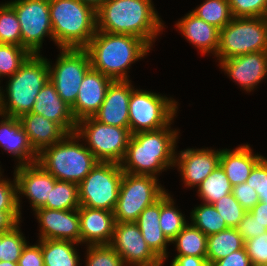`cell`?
<instances>
[{
	"mask_svg": "<svg viewBox=\"0 0 267 266\" xmlns=\"http://www.w3.org/2000/svg\"><path fill=\"white\" fill-rule=\"evenodd\" d=\"M49 64V80L58 95L69 106L75 103L80 84L91 69L90 57L85 48H61L54 68Z\"/></svg>",
	"mask_w": 267,
	"mask_h": 266,
	"instance_id": "obj_12",
	"label": "cell"
},
{
	"mask_svg": "<svg viewBox=\"0 0 267 266\" xmlns=\"http://www.w3.org/2000/svg\"><path fill=\"white\" fill-rule=\"evenodd\" d=\"M129 80L112 81L105 99L93 117L104 124L129 128V99L131 87Z\"/></svg>",
	"mask_w": 267,
	"mask_h": 266,
	"instance_id": "obj_19",
	"label": "cell"
},
{
	"mask_svg": "<svg viewBox=\"0 0 267 266\" xmlns=\"http://www.w3.org/2000/svg\"><path fill=\"white\" fill-rule=\"evenodd\" d=\"M14 171L17 194H24L31 201L33 211L44 207L50 200L56 178L37 162L20 165Z\"/></svg>",
	"mask_w": 267,
	"mask_h": 266,
	"instance_id": "obj_16",
	"label": "cell"
},
{
	"mask_svg": "<svg viewBox=\"0 0 267 266\" xmlns=\"http://www.w3.org/2000/svg\"><path fill=\"white\" fill-rule=\"evenodd\" d=\"M113 80L99 71L90 69L84 76L71 110L76 121L92 117L101 107Z\"/></svg>",
	"mask_w": 267,
	"mask_h": 266,
	"instance_id": "obj_20",
	"label": "cell"
},
{
	"mask_svg": "<svg viewBox=\"0 0 267 266\" xmlns=\"http://www.w3.org/2000/svg\"><path fill=\"white\" fill-rule=\"evenodd\" d=\"M246 183L255 189L259 200L267 204V158L263 157L253 167Z\"/></svg>",
	"mask_w": 267,
	"mask_h": 266,
	"instance_id": "obj_44",
	"label": "cell"
},
{
	"mask_svg": "<svg viewBox=\"0 0 267 266\" xmlns=\"http://www.w3.org/2000/svg\"><path fill=\"white\" fill-rule=\"evenodd\" d=\"M2 90H1V87H0V105H1V92Z\"/></svg>",
	"mask_w": 267,
	"mask_h": 266,
	"instance_id": "obj_55",
	"label": "cell"
},
{
	"mask_svg": "<svg viewBox=\"0 0 267 266\" xmlns=\"http://www.w3.org/2000/svg\"><path fill=\"white\" fill-rule=\"evenodd\" d=\"M80 207L78 184L56 179L51 190L50 200L44 208L57 210H73Z\"/></svg>",
	"mask_w": 267,
	"mask_h": 266,
	"instance_id": "obj_33",
	"label": "cell"
},
{
	"mask_svg": "<svg viewBox=\"0 0 267 266\" xmlns=\"http://www.w3.org/2000/svg\"><path fill=\"white\" fill-rule=\"evenodd\" d=\"M157 177L134 175L124 172L118 201L113 210L116 222H136L139 214L159 200L165 189L158 184Z\"/></svg>",
	"mask_w": 267,
	"mask_h": 266,
	"instance_id": "obj_10",
	"label": "cell"
},
{
	"mask_svg": "<svg viewBox=\"0 0 267 266\" xmlns=\"http://www.w3.org/2000/svg\"><path fill=\"white\" fill-rule=\"evenodd\" d=\"M174 204L169 193H165L160 198L159 224L162 232L170 241L188 224L184 215L175 208Z\"/></svg>",
	"mask_w": 267,
	"mask_h": 266,
	"instance_id": "obj_32",
	"label": "cell"
},
{
	"mask_svg": "<svg viewBox=\"0 0 267 266\" xmlns=\"http://www.w3.org/2000/svg\"><path fill=\"white\" fill-rule=\"evenodd\" d=\"M192 224L207 236L226 230L225 220L215 209L213 204H206L194 208L191 212Z\"/></svg>",
	"mask_w": 267,
	"mask_h": 266,
	"instance_id": "obj_34",
	"label": "cell"
},
{
	"mask_svg": "<svg viewBox=\"0 0 267 266\" xmlns=\"http://www.w3.org/2000/svg\"><path fill=\"white\" fill-rule=\"evenodd\" d=\"M263 158L253 154L249 145L245 144L230 151L222 149L220 154V166L232 186L245 183L253 167Z\"/></svg>",
	"mask_w": 267,
	"mask_h": 266,
	"instance_id": "obj_26",
	"label": "cell"
},
{
	"mask_svg": "<svg viewBox=\"0 0 267 266\" xmlns=\"http://www.w3.org/2000/svg\"><path fill=\"white\" fill-rule=\"evenodd\" d=\"M206 261L209 266L219 259L229 256L231 253L244 247V240L237 228L226 230L207 236Z\"/></svg>",
	"mask_w": 267,
	"mask_h": 266,
	"instance_id": "obj_28",
	"label": "cell"
},
{
	"mask_svg": "<svg viewBox=\"0 0 267 266\" xmlns=\"http://www.w3.org/2000/svg\"><path fill=\"white\" fill-rule=\"evenodd\" d=\"M210 266H252V264L243 247L225 258L215 261Z\"/></svg>",
	"mask_w": 267,
	"mask_h": 266,
	"instance_id": "obj_48",
	"label": "cell"
},
{
	"mask_svg": "<svg viewBox=\"0 0 267 266\" xmlns=\"http://www.w3.org/2000/svg\"><path fill=\"white\" fill-rule=\"evenodd\" d=\"M123 174L121 164L98 162L78 184L80 206L113 211Z\"/></svg>",
	"mask_w": 267,
	"mask_h": 266,
	"instance_id": "obj_9",
	"label": "cell"
},
{
	"mask_svg": "<svg viewBox=\"0 0 267 266\" xmlns=\"http://www.w3.org/2000/svg\"><path fill=\"white\" fill-rule=\"evenodd\" d=\"M79 140L75 132L66 134L56 144L43 149L37 163L57 180L79 184L99 162Z\"/></svg>",
	"mask_w": 267,
	"mask_h": 266,
	"instance_id": "obj_5",
	"label": "cell"
},
{
	"mask_svg": "<svg viewBox=\"0 0 267 266\" xmlns=\"http://www.w3.org/2000/svg\"><path fill=\"white\" fill-rule=\"evenodd\" d=\"M244 248L252 265L267 266V231L244 241Z\"/></svg>",
	"mask_w": 267,
	"mask_h": 266,
	"instance_id": "obj_43",
	"label": "cell"
},
{
	"mask_svg": "<svg viewBox=\"0 0 267 266\" xmlns=\"http://www.w3.org/2000/svg\"><path fill=\"white\" fill-rule=\"evenodd\" d=\"M160 199L146 207L136 221L143 239L149 248L163 261L167 259V243L171 241L162 232L159 224Z\"/></svg>",
	"mask_w": 267,
	"mask_h": 266,
	"instance_id": "obj_27",
	"label": "cell"
},
{
	"mask_svg": "<svg viewBox=\"0 0 267 266\" xmlns=\"http://www.w3.org/2000/svg\"><path fill=\"white\" fill-rule=\"evenodd\" d=\"M8 4L20 23L22 47L31 54H39L45 36L53 39L49 0H15Z\"/></svg>",
	"mask_w": 267,
	"mask_h": 266,
	"instance_id": "obj_13",
	"label": "cell"
},
{
	"mask_svg": "<svg viewBox=\"0 0 267 266\" xmlns=\"http://www.w3.org/2000/svg\"><path fill=\"white\" fill-rule=\"evenodd\" d=\"M40 224V240H64L81 243L80 217L78 209L57 210L38 208L35 210Z\"/></svg>",
	"mask_w": 267,
	"mask_h": 266,
	"instance_id": "obj_15",
	"label": "cell"
},
{
	"mask_svg": "<svg viewBox=\"0 0 267 266\" xmlns=\"http://www.w3.org/2000/svg\"><path fill=\"white\" fill-rule=\"evenodd\" d=\"M233 17H266L267 0H228Z\"/></svg>",
	"mask_w": 267,
	"mask_h": 266,
	"instance_id": "obj_42",
	"label": "cell"
},
{
	"mask_svg": "<svg viewBox=\"0 0 267 266\" xmlns=\"http://www.w3.org/2000/svg\"><path fill=\"white\" fill-rule=\"evenodd\" d=\"M172 123L161 129L131 134L122 170L134 175H156L175 166L178 131L170 130Z\"/></svg>",
	"mask_w": 267,
	"mask_h": 266,
	"instance_id": "obj_2",
	"label": "cell"
},
{
	"mask_svg": "<svg viewBox=\"0 0 267 266\" xmlns=\"http://www.w3.org/2000/svg\"><path fill=\"white\" fill-rule=\"evenodd\" d=\"M53 41L61 48H85L97 31L96 10L80 0H49Z\"/></svg>",
	"mask_w": 267,
	"mask_h": 266,
	"instance_id": "obj_4",
	"label": "cell"
},
{
	"mask_svg": "<svg viewBox=\"0 0 267 266\" xmlns=\"http://www.w3.org/2000/svg\"><path fill=\"white\" fill-rule=\"evenodd\" d=\"M18 266H44L41 240L36 245H25L18 260Z\"/></svg>",
	"mask_w": 267,
	"mask_h": 266,
	"instance_id": "obj_47",
	"label": "cell"
},
{
	"mask_svg": "<svg viewBox=\"0 0 267 266\" xmlns=\"http://www.w3.org/2000/svg\"><path fill=\"white\" fill-rule=\"evenodd\" d=\"M213 206L225 220L228 228H237L244 214L247 212L232 193L223 196L213 203Z\"/></svg>",
	"mask_w": 267,
	"mask_h": 266,
	"instance_id": "obj_40",
	"label": "cell"
},
{
	"mask_svg": "<svg viewBox=\"0 0 267 266\" xmlns=\"http://www.w3.org/2000/svg\"><path fill=\"white\" fill-rule=\"evenodd\" d=\"M12 181L4 180L0 176V211L8 212L18 223L21 221L20 197L17 194V183L14 176Z\"/></svg>",
	"mask_w": 267,
	"mask_h": 266,
	"instance_id": "obj_39",
	"label": "cell"
},
{
	"mask_svg": "<svg viewBox=\"0 0 267 266\" xmlns=\"http://www.w3.org/2000/svg\"><path fill=\"white\" fill-rule=\"evenodd\" d=\"M192 12L218 29L224 28L233 19L228 0H205Z\"/></svg>",
	"mask_w": 267,
	"mask_h": 266,
	"instance_id": "obj_35",
	"label": "cell"
},
{
	"mask_svg": "<svg viewBox=\"0 0 267 266\" xmlns=\"http://www.w3.org/2000/svg\"><path fill=\"white\" fill-rule=\"evenodd\" d=\"M221 68L246 91H252L267 75V51L220 60Z\"/></svg>",
	"mask_w": 267,
	"mask_h": 266,
	"instance_id": "obj_17",
	"label": "cell"
},
{
	"mask_svg": "<svg viewBox=\"0 0 267 266\" xmlns=\"http://www.w3.org/2000/svg\"><path fill=\"white\" fill-rule=\"evenodd\" d=\"M170 266H209L206 257L175 256Z\"/></svg>",
	"mask_w": 267,
	"mask_h": 266,
	"instance_id": "obj_49",
	"label": "cell"
},
{
	"mask_svg": "<svg viewBox=\"0 0 267 266\" xmlns=\"http://www.w3.org/2000/svg\"><path fill=\"white\" fill-rule=\"evenodd\" d=\"M150 45L133 35L96 31L87 50L91 68L116 80H129L127 70L150 50Z\"/></svg>",
	"mask_w": 267,
	"mask_h": 266,
	"instance_id": "obj_3",
	"label": "cell"
},
{
	"mask_svg": "<svg viewBox=\"0 0 267 266\" xmlns=\"http://www.w3.org/2000/svg\"><path fill=\"white\" fill-rule=\"evenodd\" d=\"M249 212L267 228V204L259 201Z\"/></svg>",
	"mask_w": 267,
	"mask_h": 266,
	"instance_id": "obj_50",
	"label": "cell"
},
{
	"mask_svg": "<svg viewBox=\"0 0 267 266\" xmlns=\"http://www.w3.org/2000/svg\"><path fill=\"white\" fill-rule=\"evenodd\" d=\"M176 27L202 54L214 52L216 56L220 37V29L216 26L205 22L191 11L178 21Z\"/></svg>",
	"mask_w": 267,
	"mask_h": 266,
	"instance_id": "obj_25",
	"label": "cell"
},
{
	"mask_svg": "<svg viewBox=\"0 0 267 266\" xmlns=\"http://www.w3.org/2000/svg\"><path fill=\"white\" fill-rule=\"evenodd\" d=\"M72 241L41 240L44 266H78L79 257Z\"/></svg>",
	"mask_w": 267,
	"mask_h": 266,
	"instance_id": "obj_29",
	"label": "cell"
},
{
	"mask_svg": "<svg viewBox=\"0 0 267 266\" xmlns=\"http://www.w3.org/2000/svg\"><path fill=\"white\" fill-rule=\"evenodd\" d=\"M19 121L37 154L56 144L67 134L57 123L33 112L21 115Z\"/></svg>",
	"mask_w": 267,
	"mask_h": 266,
	"instance_id": "obj_24",
	"label": "cell"
},
{
	"mask_svg": "<svg viewBox=\"0 0 267 266\" xmlns=\"http://www.w3.org/2000/svg\"><path fill=\"white\" fill-rule=\"evenodd\" d=\"M176 244V256L206 257L207 235L192 223L187 224L171 241Z\"/></svg>",
	"mask_w": 267,
	"mask_h": 266,
	"instance_id": "obj_30",
	"label": "cell"
},
{
	"mask_svg": "<svg viewBox=\"0 0 267 266\" xmlns=\"http://www.w3.org/2000/svg\"><path fill=\"white\" fill-rule=\"evenodd\" d=\"M18 222L6 211H0V233L7 232L16 226Z\"/></svg>",
	"mask_w": 267,
	"mask_h": 266,
	"instance_id": "obj_51",
	"label": "cell"
},
{
	"mask_svg": "<svg viewBox=\"0 0 267 266\" xmlns=\"http://www.w3.org/2000/svg\"><path fill=\"white\" fill-rule=\"evenodd\" d=\"M238 233L242 236L244 241L257 237L267 231V228L263 226L256 217H254L249 211L246 212L237 227Z\"/></svg>",
	"mask_w": 267,
	"mask_h": 266,
	"instance_id": "obj_45",
	"label": "cell"
},
{
	"mask_svg": "<svg viewBox=\"0 0 267 266\" xmlns=\"http://www.w3.org/2000/svg\"><path fill=\"white\" fill-rule=\"evenodd\" d=\"M82 3L92 7L94 10H98L100 6L106 1V0H80Z\"/></svg>",
	"mask_w": 267,
	"mask_h": 266,
	"instance_id": "obj_52",
	"label": "cell"
},
{
	"mask_svg": "<svg viewBox=\"0 0 267 266\" xmlns=\"http://www.w3.org/2000/svg\"><path fill=\"white\" fill-rule=\"evenodd\" d=\"M260 51H267L265 17H233L220 29L218 60Z\"/></svg>",
	"mask_w": 267,
	"mask_h": 266,
	"instance_id": "obj_7",
	"label": "cell"
},
{
	"mask_svg": "<svg viewBox=\"0 0 267 266\" xmlns=\"http://www.w3.org/2000/svg\"><path fill=\"white\" fill-rule=\"evenodd\" d=\"M0 266H18V263L0 261Z\"/></svg>",
	"mask_w": 267,
	"mask_h": 266,
	"instance_id": "obj_53",
	"label": "cell"
},
{
	"mask_svg": "<svg viewBox=\"0 0 267 266\" xmlns=\"http://www.w3.org/2000/svg\"><path fill=\"white\" fill-rule=\"evenodd\" d=\"M177 102L144 90L131 91L129 99V131L131 134L166 127L173 121Z\"/></svg>",
	"mask_w": 267,
	"mask_h": 266,
	"instance_id": "obj_11",
	"label": "cell"
},
{
	"mask_svg": "<svg viewBox=\"0 0 267 266\" xmlns=\"http://www.w3.org/2000/svg\"><path fill=\"white\" fill-rule=\"evenodd\" d=\"M110 246L131 266H162L163 261L149 248L136 222H116Z\"/></svg>",
	"mask_w": 267,
	"mask_h": 266,
	"instance_id": "obj_14",
	"label": "cell"
},
{
	"mask_svg": "<svg viewBox=\"0 0 267 266\" xmlns=\"http://www.w3.org/2000/svg\"><path fill=\"white\" fill-rule=\"evenodd\" d=\"M232 194L247 212L260 201L255 189L246 182L233 186Z\"/></svg>",
	"mask_w": 267,
	"mask_h": 266,
	"instance_id": "obj_46",
	"label": "cell"
},
{
	"mask_svg": "<svg viewBox=\"0 0 267 266\" xmlns=\"http://www.w3.org/2000/svg\"><path fill=\"white\" fill-rule=\"evenodd\" d=\"M86 266H125L110 245H87Z\"/></svg>",
	"mask_w": 267,
	"mask_h": 266,
	"instance_id": "obj_41",
	"label": "cell"
},
{
	"mask_svg": "<svg viewBox=\"0 0 267 266\" xmlns=\"http://www.w3.org/2000/svg\"><path fill=\"white\" fill-rule=\"evenodd\" d=\"M0 261H2V233H0Z\"/></svg>",
	"mask_w": 267,
	"mask_h": 266,
	"instance_id": "obj_54",
	"label": "cell"
},
{
	"mask_svg": "<svg viewBox=\"0 0 267 266\" xmlns=\"http://www.w3.org/2000/svg\"><path fill=\"white\" fill-rule=\"evenodd\" d=\"M75 133L87 141V148L99 162L121 164L131 137L129 128L108 125L93 116L77 121Z\"/></svg>",
	"mask_w": 267,
	"mask_h": 266,
	"instance_id": "obj_8",
	"label": "cell"
},
{
	"mask_svg": "<svg viewBox=\"0 0 267 266\" xmlns=\"http://www.w3.org/2000/svg\"><path fill=\"white\" fill-rule=\"evenodd\" d=\"M175 155L185 186H199L220 165L221 150L186 149Z\"/></svg>",
	"mask_w": 267,
	"mask_h": 266,
	"instance_id": "obj_18",
	"label": "cell"
},
{
	"mask_svg": "<svg viewBox=\"0 0 267 266\" xmlns=\"http://www.w3.org/2000/svg\"><path fill=\"white\" fill-rule=\"evenodd\" d=\"M0 43L22 46L20 23L8 3L0 5Z\"/></svg>",
	"mask_w": 267,
	"mask_h": 266,
	"instance_id": "obj_36",
	"label": "cell"
},
{
	"mask_svg": "<svg viewBox=\"0 0 267 266\" xmlns=\"http://www.w3.org/2000/svg\"><path fill=\"white\" fill-rule=\"evenodd\" d=\"M18 225L19 223L11 230L2 233V261L18 263L22 251L27 244Z\"/></svg>",
	"mask_w": 267,
	"mask_h": 266,
	"instance_id": "obj_38",
	"label": "cell"
},
{
	"mask_svg": "<svg viewBox=\"0 0 267 266\" xmlns=\"http://www.w3.org/2000/svg\"><path fill=\"white\" fill-rule=\"evenodd\" d=\"M78 214L80 217L82 243L86 242L88 245H110L116 223L113 211L80 206Z\"/></svg>",
	"mask_w": 267,
	"mask_h": 266,
	"instance_id": "obj_21",
	"label": "cell"
},
{
	"mask_svg": "<svg viewBox=\"0 0 267 266\" xmlns=\"http://www.w3.org/2000/svg\"><path fill=\"white\" fill-rule=\"evenodd\" d=\"M232 188L225 171L219 165L198 186V196L206 204H213L223 196L232 193Z\"/></svg>",
	"mask_w": 267,
	"mask_h": 266,
	"instance_id": "obj_31",
	"label": "cell"
},
{
	"mask_svg": "<svg viewBox=\"0 0 267 266\" xmlns=\"http://www.w3.org/2000/svg\"><path fill=\"white\" fill-rule=\"evenodd\" d=\"M30 55L22 46L0 43V78L13 76Z\"/></svg>",
	"mask_w": 267,
	"mask_h": 266,
	"instance_id": "obj_37",
	"label": "cell"
},
{
	"mask_svg": "<svg viewBox=\"0 0 267 266\" xmlns=\"http://www.w3.org/2000/svg\"><path fill=\"white\" fill-rule=\"evenodd\" d=\"M0 116L4 117L0 121V147L19 159L17 166L37 162L38 154L31 147L19 118Z\"/></svg>",
	"mask_w": 267,
	"mask_h": 266,
	"instance_id": "obj_23",
	"label": "cell"
},
{
	"mask_svg": "<svg viewBox=\"0 0 267 266\" xmlns=\"http://www.w3.org/2000/svg\"><path fill=\"white\" fill-rule=\"evenodd\" d=\"M152 0H106L96 11L97 31L133 35L150 46L163 30Z\"/></svg>",
	"mask_w": 267,
	"mask_h": 266,
	"instance_id": "obj_1",
	"label": "cell"
},
{
	"mask_svg": "<svg viewBox=\"0 0 267 266\" xmlns=\"http://www.w3.org/2000/svg\"><path fill=\"white\" fill-rule=\"evenodd\" d=\"M31 112L57 123L67 134L76 130L77 121L73 116L71 106L61 99L50 80L35 98Z\"/></svg>",
	"mask_w": 267,
	"mask_h": 266,
	"instance_id": "obj_22",
	"label": "cell"
},
{
	"mask_svg": "<svg viewBox=\"0 0 267 266\" xmlns=\"http://www.w3.org/2000/svg\"><path fill=\"white\" fill-rule=\"evenodd\" d=\"M47 60L40 54H31L20 69L9 77L6 88L8 99L1 93L0 114L19 118L31 112L35 98L49 80Z\"/></svg>",
	"mask_w": 267,
	"mask_h": 266,
	"instance_id": "obj_6",
	"label": "cell"
}]
</instances>
